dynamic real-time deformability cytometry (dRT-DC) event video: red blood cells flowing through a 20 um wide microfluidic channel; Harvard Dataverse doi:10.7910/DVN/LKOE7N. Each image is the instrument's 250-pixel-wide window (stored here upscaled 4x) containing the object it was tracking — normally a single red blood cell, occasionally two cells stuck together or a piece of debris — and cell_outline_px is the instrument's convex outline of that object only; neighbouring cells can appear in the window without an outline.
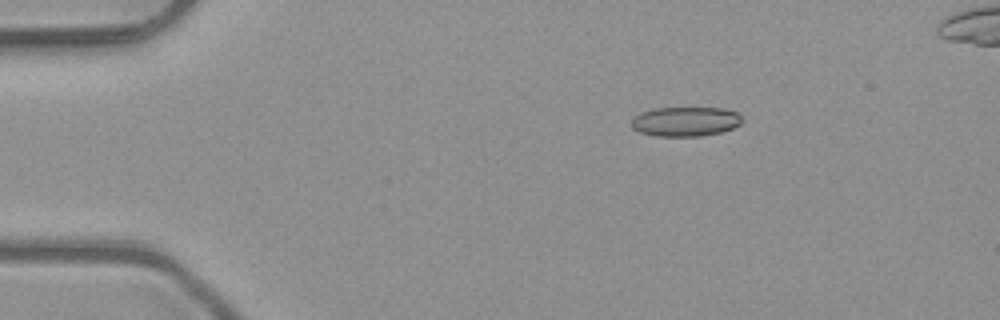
{"species": "common noctule bat (a hibernating species)", "species_latin": "Nyctalus noctula", "temperature_condition": "room temperature", "stored_images_in_passage": 6, "camera_frame_rate_fps": 3000, "um_per_image_px": 0.085, "animal": {"sex": "male", "body_mass_g": 23.1, "forearm_length_mm": 52.7}, "frame": {"image": 1, "passage_image": 3, "time_ms": 0.667, "image_size_px": [1000, 320], "cell_outline_px": [[740, 124], [732, 128], [720, 132], [700, 136], [656, 136], [640, 132], [632, 128], [632, 120], [640, 112], [656, 108], [724, 108], [736, 112], [740, 116]], "centroid_in_image_um": [58.24, 10.33], "position_along_channel_um": 26.8, "area_um2": 18.84}}